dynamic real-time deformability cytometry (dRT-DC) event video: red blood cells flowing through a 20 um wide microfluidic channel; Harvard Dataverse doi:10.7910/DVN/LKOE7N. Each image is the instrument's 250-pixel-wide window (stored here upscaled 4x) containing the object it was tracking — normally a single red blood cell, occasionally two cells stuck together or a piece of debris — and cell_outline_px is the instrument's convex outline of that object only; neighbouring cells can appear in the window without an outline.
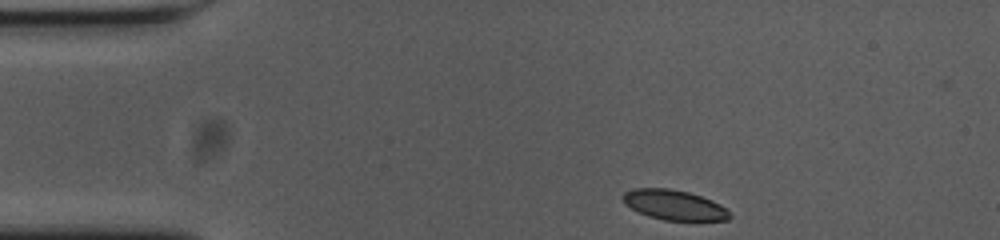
{"species": "common noctule bat (a hibernating species)", "species_latin": "Nyctalus noctula", "temperature_condition": "cold", "stored_images_in_passage": 39, "camera_frame_rate_fps": 3000, "um_per_image_px": 0.085, "animal": {"sex": "female", "body_mass_g": 23.0, "forearm_length_mm": 53.4}, "frame": {"image": 1, "passage_image": 1, "time_ms": 0.0, "image_size_px": [1000, 240], "cell_outline_px": [[732, 216], [728, 220], [664, 220], [648, 216], [624, 204], [624, 192], [632, 188], [672, 188], [688, 192], [712, 200], [720, 204]], "centroid_in_image_um": [57.3, 17.41], "position_along_channel_um": 27.7, "area_um2": 18.5}}
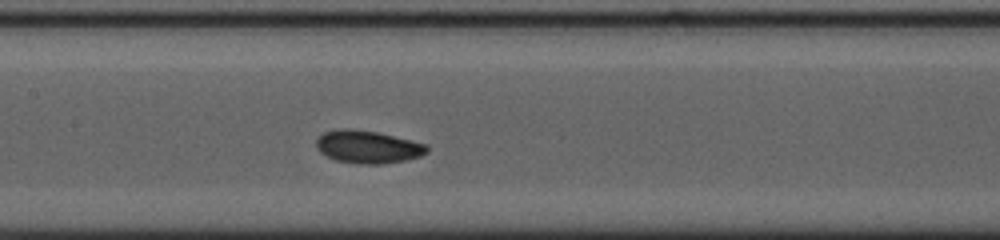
{"frame": {"image": 2, "passage_image": 18, "time_ms": 5.667, "image_size_px": [1000, 240], "cell_outline_px": [[428, 152], [420, 156], [404, 160], [384, 164], [356, 164], [336, 160], [320, 152], [316, 148], [316, 140], [324, 132], [340, 128], [352, 128], [376, 132], [424, 144], [428, 148]], "centroid_in_image_um": [31.21, 12.49], "position_along_channel_um": 176.2, "area_um2": 20.92}}
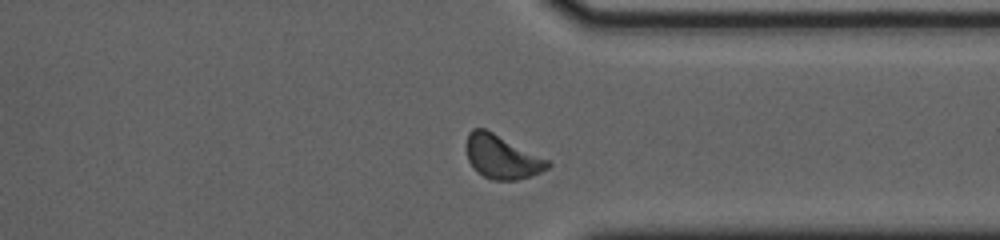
{"frame": {"image": 3, "passage_image": 34, "time_ms": 11.0, "image_size_px": [1000, 240], "cell_outline_px": [[552, 164], [548, 168], [532, 176], [516, 180], [492, 180], [484, 176], [472, 168], [468, 160], [464, 144], [468, 132], [472, 128], [484, 128], [548, 160]], "centroid_in_image_um": [42.6, 13.34], "position_along_channel_um": 368.8, "area_um2": 20.69}, "authors_computed_cell_mechanics": {"area_um2": 20.2878, "velocity_mm_per_s": 3.6433, "shape_relaxation_time_tau1_ms": 3.7064, "shape_relaxation_time_tau2_ms": null, "deformation_change_tau1": 0.1137, "deformation_change_tau2": null}}